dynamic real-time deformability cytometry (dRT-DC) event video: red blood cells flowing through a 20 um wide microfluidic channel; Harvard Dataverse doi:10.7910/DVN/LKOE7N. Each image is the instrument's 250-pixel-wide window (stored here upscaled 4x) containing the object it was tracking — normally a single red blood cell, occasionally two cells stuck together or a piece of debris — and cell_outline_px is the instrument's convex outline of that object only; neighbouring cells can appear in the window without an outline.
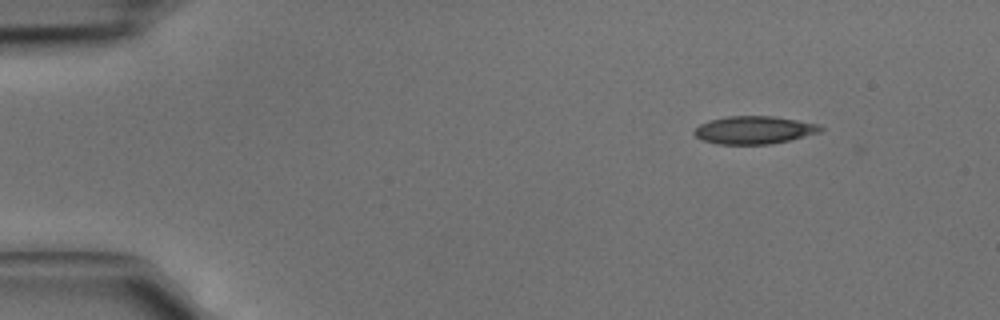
{"species": "common noctule bat (a hibernating species)", "species_latin": "Nyctalus noctula", "temperature_condition": "cold", "stored_images_in_passage": 3, "camera_frame_rate_fps": 3000, "um_per_image_px": 0.085, "animal": {"sex": "male", "body_mass_g": 15.6}, "frame": {"image": 1, "passage_image": 2, "time_ms": 0.333, "image_size_px": [1000, 320], "cell_outline_px": [[824, 128], [820, 132], [792, 140], [772, 144], [716, 144], [704, 140], [696, 136], [692, 132], [700, 124], [708, 120], [728, 116], [772, 116], [820, 124]], "centroid_in_image_um": [64.12, 11.05], "position_along_channel_um": 20.9, "area_um2": 20.58}}